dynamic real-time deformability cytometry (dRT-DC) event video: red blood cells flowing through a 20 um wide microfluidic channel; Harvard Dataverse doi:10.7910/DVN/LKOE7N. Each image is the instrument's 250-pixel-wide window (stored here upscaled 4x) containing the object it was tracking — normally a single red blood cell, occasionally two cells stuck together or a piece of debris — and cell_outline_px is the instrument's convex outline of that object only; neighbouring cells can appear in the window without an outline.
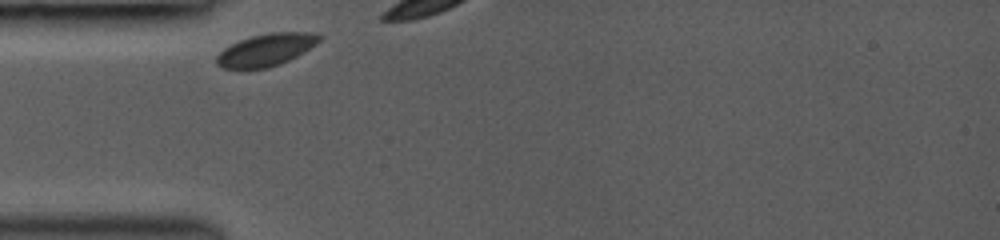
{"species": "common noctule bat (a hibernating species)", "species_latin": "Nyctalus noctula", "temperature_condition": "room temperature", "stored_images_in_passage": 5, "camera_frame_rate_fps": 3000, "um_per_image_px": 0.085, "animal": {"sex": "female", "body_mass_g": 19.0, "forearm_length_mm": 53.3}, "frame": {"image": 1, "passage_image": 1, "time_ms": 0.0, "image_size_px": [1000, 240], "cell_outline_px": [[320, 40], [316, 44], [296, 56], [280, 64], [268, 68], [240, 72], [220, 68], [216, 64], [216, 56], [224, 48], [240, 40], [252, 36], [268, 32], [316, 32], [320, 36]], "centroid_in_image_um": [22.54, 4.29], "position_along_channel_um": 62.5, "area_um2": 19.88}}